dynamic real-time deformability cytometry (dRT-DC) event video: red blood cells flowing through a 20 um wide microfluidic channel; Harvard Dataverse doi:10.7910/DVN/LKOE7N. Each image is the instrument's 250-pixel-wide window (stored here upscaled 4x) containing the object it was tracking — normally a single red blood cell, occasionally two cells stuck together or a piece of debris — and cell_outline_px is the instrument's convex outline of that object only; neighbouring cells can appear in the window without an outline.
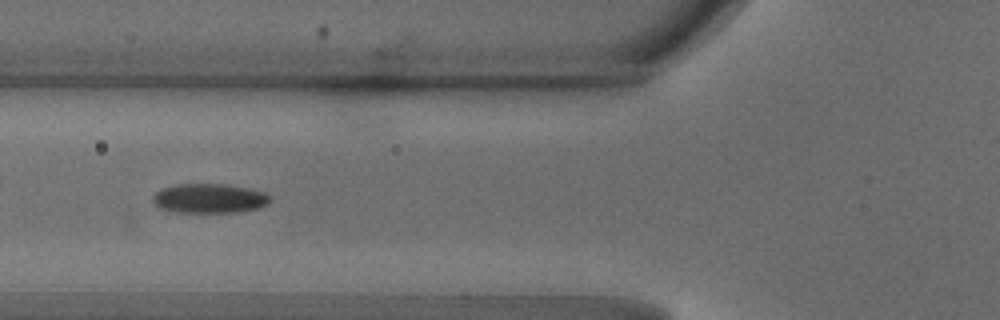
{"species": "common noctule bat (a hibernating species)", "species_latin": "Nyctalus noctula", "temperature_condition": "warm", "stored_images_in_passage": 35, "camera_frame_rate_fps": 3000, "um_per_image_px": 0.085, "animal": {"sex": "male", "body_mass_g": 18.8}, "frame": {"image": 1, "passage_image": 8, "time_ms": 2.333, "image_size_px": [1000, 320], "cell_outline_px": [[272, 200], [268, 204], [260, 208], [236, 212], [176, 212], [160, 208], [152, 200], [152, 196], [156, 192], [164, 188], [180, 184], [224, 184], [248, 188], [264, 192], [272, 196]], "centroid_in_image_um": [17.85, 16.86], "position_along_channel_um": 108.0, "area_um2": 20.11}}
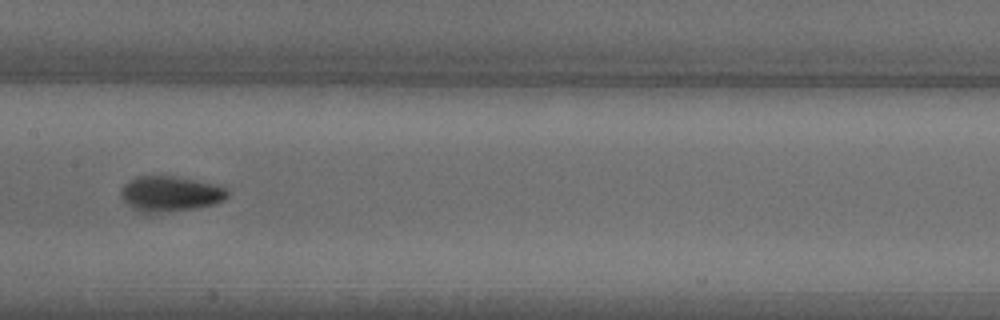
{"frame": {"image": 2, "passage_image": 14, "time_ms": 4.333, "image_size_px": [1000, 320], "cell_outline_px": [[228, 196], [224, 200], [216, 204], [196, 208], [148, 216], [132, 208], [120, 196], [120, 192], [124, 184], [136, 176], [176, 176], [220, 184], [228, 188]], "centroid_in_image_um": [14.5, 16.5], "position_along_channel_um": 192.9, "area_um2": 22.83}}
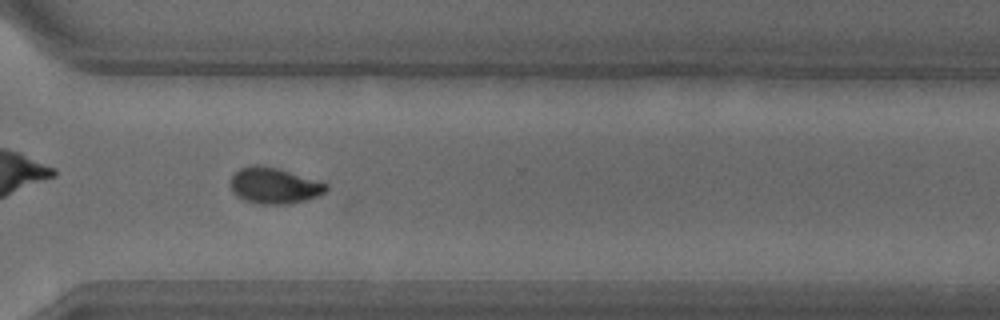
{"frame": {"image": 3, "passage_image": 25, "time_ms": 8.0, "image_size_px": [1000, 320], "cell_outline_px": [[328, 188], [324, 192], [316, 196], [304, 200], [288, 204], [264, 204], [244, 200], [236, 196], [232, 192], [228, 180], [240, 168], [252, 164], [260, 164], [276, 168], [328, 184]], "centroid_in_image_um": [23.23, 15.77], "position_along_channel_um": 347.4, "area_um2": 19.94}, "authors_computed_cell_mechanics": {"area_um2": 20.1144, "velocity_mm_per_s": 4.2182, "shape_relaxation_time_tau1_ms": 3.0662, "shape_relaxation_time_tau2_ms": 1.3227, "deformation_change_tau1": 0.1302, "deformation_change_tau2": 0.0536}}